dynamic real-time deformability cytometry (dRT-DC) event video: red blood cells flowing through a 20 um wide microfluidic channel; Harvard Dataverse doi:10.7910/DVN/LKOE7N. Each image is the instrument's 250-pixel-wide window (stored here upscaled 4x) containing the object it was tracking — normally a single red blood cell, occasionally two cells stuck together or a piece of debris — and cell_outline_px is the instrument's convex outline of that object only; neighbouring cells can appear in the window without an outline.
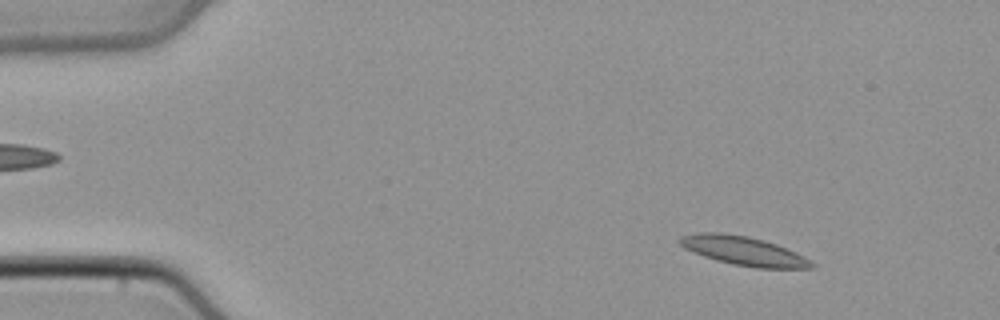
{"species": "common noctule bat (a hibernating species)", "species_latin": "Nyctalus noctula", "temperature_condition": "cold", "stored_images_in_passage": 11, "camera_frame_rate_fps": 3000, "um_per_image_px": 0.085, "animal": {"sex": "male", "body_mass_g": 21.5, "forearm_length_mm": 52.0}, "frame": {"image": 1, "passage_image": 3, "time_ms": 0.667, "image_size_px": [1000, 320], "cell_outline_px": [[816, 268], [756, 268], [736, 264], [704, 256], [684, 248], [676, 240], [680, 236], [696, 232], [720, 232], [748, 236], [764, 240], [776, 244], [796, 252], [804, 256], [816, 264]], "centroid_in_image_um": [63.21, 21.31], "position_along_channel_um": 21.8, "area_um2": 22.2}}
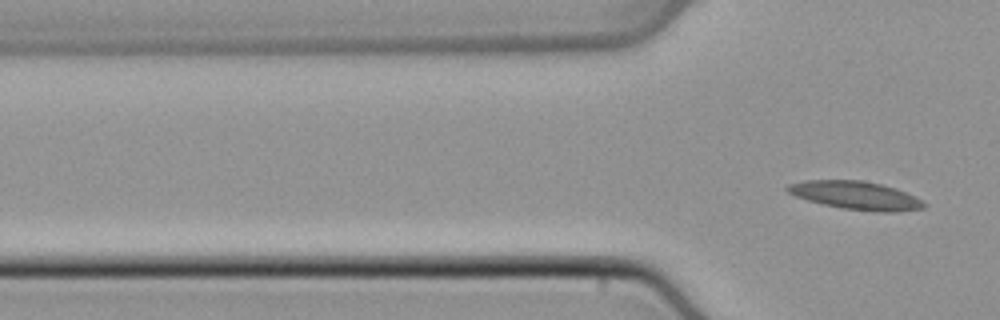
{"frame": {"image": 2, "passage_image": 11, "time_ms": 3.333, "image_size_px": [1000, 320], "cell_outline_px": [[928, 204], [924, 208], [892, 212], [880, 212], [840, 208], [808, 200], [796, 196], [788, 192], [784, 188], [788, 184], [804, 180], [860, 180], [880, 184], [904, 192]], "centroid_in_image_um": [72.69, 16.61], "position_along_channel_um": 53.1, "area_um2": 22.14}}